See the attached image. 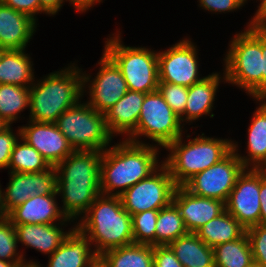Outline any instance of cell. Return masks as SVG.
<instances>
[{
    "mask_svg": "<svg viewBox=\"0 0 266 267\" xmlns=\"http://www.w3.org/2000/svg\"><path fill=\"white\" fill-rule=\"evenodd\" d=\"M102 155L97 150L74 151L55 166L56 191L62 195L61 211L67 219L73 221L84 215L101 194Z\"/></svg>",
    "mask_w": 266,
    "mask_h": 267,
    "instance_id": "6da1fadb",
    "label": "cell"
},
{
    "mask_svg": "<svg viewBox=\"0 0 266 267\" xmlns=\"http://www.w3.org/2000/svg\"><path fill=\"white\" fill-rule=\"evenodd\" d=\"M158 152V147L154 145L127 139L109 146V149L103 151L100 165L101 194L120 196L131 186L147 178L160 166Z\"/></svg>",
    "mask_w": 266,
    "mask_h": 267,
    "instance_id": "7a4b0ae2",
    "label": "cell"
},
{
    "mask_svg": "<svg viewBox=\"0 0 266 267\" xmlns=\"http://www.w3.org/2000/svg\"><path fill=\"white\" fill-rule=\"evenodd\" d=\"M80 222L75 226L95 246L97 256L134 243L132 217L123 208L120 196L100 194Z\"/></svg>",
    "mask_w": 266,
    "mask_h": 267,
    "instance_id": "3957f363",
    "label": "cell"
},
{
    "mask_svg": "<svg viewBox=\"0 0 266 267\" xmlns=\"http://www.w3.org/2000/svg\"><path fill=\"white\" fill-rule=\"evenodd\" d=\"M81 72L72 65L33 83L29 87V120L56 123L64 111L77 105L84 93Z\"/></svg>",
    "mask_w": 266,
    "mask_h": 267,
    "instance_id": "277c9868",
    "label": "cell"
},
{
    "mask_svg": "<svg viewBox=\"0 0 266 267\" xmlns=\"http://www.w3.org/2000/svg\"><path fill=\"white\" fill-rule=\"evenodd\" d=\"M230 42L225 60L223 79L236 84L252 97L262 98V32L251 20L247 27Z\"/></svg>",
    "mask_w": 266,
    "mask_h": 267,
    "instance_id": "5b68a950",
    "label": "cell"
},
{
    "mask_svg": "<svg viewBox=\"0 0 266 267\" xmlns=\"http://www.w3.org/2000/svg\"><path fill=\"white\" fill-rule=\"evenodd\" d=\"M182 136L165 149L170 154L163 163L177 186H183L195 174L208 169L222 160L231 150L232 141L202 135L182 143Z\"/></svg>",
    "mask_w": 266,
    "mask_h": 267,
    "instance_id": "8992f818",
    "label": "cell"
},
{
    "mask_svg": "<svg viewBox=\"0 0 266 267\" xmlns=\"http://www.w3.org/2000/svg\"><path fill=\"white\" fill-rule=\"evenodd\" d=\"M104 52L116 63L128 90L151 93L158 90V53L144 47L122 44L120 34L109 37Z\"/></svg>",
    "mask_w": 266,
    "mask_h": 267,
    "instance_id": "52a82bcc",
    "label": "cell"
},
{
    "mask_svg": "<svg viewBox=\"0 0 266 267\" xmlns=\"http://www.w3.org/2000/svg\"><path fill=\"white\" fill-rule=\"evenodd\" d=\"M55 124L74 151L103 152L113 137L108 131L104 114L81 101L64 111Z\"/></svg>",
    "mask_w": 266,
    "mask_h": 267,
    "instance_id": "ba28073f",
    "label": "cell"
},
{
    "mask_svg": "<svg viewBox=\"0 0 266 267\" xmlns=\"http://www.w3.org/2000/svg\"><path fill=\"white\" fill-rule=\"evenodd\" d=\"M182 122L159 91L145 94L136 130L127 140L140 143L143 135L164 149L182 136ZM138 138V139H137Z\"/></svg>",
    "mask_w": 266,
    "mask_h": 267,
    "instance_id": "9c48e42d",
    "label": "cell"
},
{
    "mask_svg": "<svg viewBox=\"0 0 266 267\" xmlns=\"http://www.w3.org/2000/svg\"><path fill=\"white\" fill-rule=\"evenodd\" d=\"M177 185L167 166L162 163L147 178L140 180L120 195L123 208L132 216L147 210H160L173 202Z\"/></svg>",
    "mask_w": 266,
    "mask_h": 267,
    "instance_id": "30bf717a",
    "label": "cell"
},
{
    "mask_svg": "<svg viewBox=\"0 0 266 267\" xmlns=\"http://www.w3.org/2000/svg\"><path fill=\"white\" fill-rule=\"evenodd\" d=\"M237 145L232 141V150L222 160L195 174L183 186L194 195L226 203L238 176L245 169L236 154Z\"/></svg>",
    "mask_w": 266,
    "mask_h": 267,
    "instance_id": "8fae6325",
    "label": "cell"
},
{
    "mask_svg": "<svg viewBox=\"0 0 266 267\" xmlns=\"http://www.w3.org/2000/svg\"><path fill=\"white\" fill-rule=\"evenodd\" d=\"M194 43L186 38L172 45L167 51L158 52L159 82L191 87L201 81L198 56Z\"/></svg>",
    "mask_w": 266,
    "mask_h": 267,
    "instance_id": "7c38bea8",
    "label": "cell"
},
{
    "mask_svg": "<svg viewBox=\"0 0 266 267\" xmlns=\"http://www.w3.org/2000/svg\"><path fill=\"white\" fill-rule=\"evenodd\" d=\"M260 169L245 168L225 203V210L248 229L260 224Z\"/></svg>",
    "mask_w": 266,
    "mask_h": 267,
    "instance_id": "4fadbf2b",
    "label": "cell"
},
{
    "mask_svg": "<svg viewBox=\"0 0 266 267\" xmlns=\"http://www.w3.org/2000/svg\"><path fill=\"white\" fill-rule=\"evenodd\" d=\"M98 64L99 72L92 81L90 75L82 73L83 88H86V82L91 83L88 86L90 100L87 103L99 113L105 114L127 93L128 87L120 68L105 52Z\"/></svg>",
    "mask_w": 266,
    "mask_h": 267,
    "instance_id": "5bb4252c",
    "label": "cell"
},
{
    "mask_svg": "<svg viewBox=\"0 0 266 267\" xmlns=\"http://www.w3.org/2000/svg\"><path fill=\"white\" fill-rule=\"evenodd\" d=\"M7 186L6 191L1 194L4 210L9 214L30 197L57 194L55 167L51 166L46 171L33 173L10 172Z\"/></svg>",
    "mask_w": 266,
    "mask_h": 267,
    "instance_id": "9a60e30c",
    "label": "cell"
},
{
    "mask_svg": "<svg viewBox=\"0 0 266 267\" xmlns=\"http://www.w3.org/2000/svg\"><path fill=\"white\" fill-rule=\"evenodd\" d=\"M20 128L21 138L34 147L50 166H56L74 152L55 123L29 121Z\"/></svg>",
    "mask_w": 266,
    "mask_h": 267,
    "instance_id": "2e32d148",
    "label": "cell"
},
{
    "mask_svg": "<svg viewBox=\"0 0 266 267\" xmlns=\"http://www.w3.org/2000/svg\"><path fill=\"white\" fill-rule=\"evenodd\" d=\"M173 203L179 209L184 226L189 233H195L225 210L223 201L194 195L184 186L176 187Z\"/></svg>",
    "mask_w": 266,
    "mask_h": 267,
    "instance_id": "e0dca14e",
    "label": "cell"
},
{
    "mask_svg": "<svg viewBox=\"0 0 266 267\" xmlns=\"http://www.w3.org/2000/svg\"><path fill=\"white\" fill-rule=\"evenodd\" d=\"M57 194L36 195L30 197L21 205L15 207L9 214L8 219L12 224H55L63 226L70 219L62 213L58 207Z\"/></svg>",
    "mask_w": 266,
    "mask_h": 267,
    "instance_id": "ac0fdd59",
    "label": "cell"
},
{
    "mask_svg": "<svg viewBox=\"0 0 266 267\" xmlns=\"http://www.w3.org/2000/svg\"><path fill=\"white\" fill-rule=\"evenodd\" d=\"M35 29V20L0 1V50L25 49Z\"/></svg>",
    "mask_w": 266,
    "mask_h": 267,
    "instance_id": "d6986e66",
    "label": "cell"
},
{
    "mask_svg": "<svg viewBox=\"0 0 266 267\" xmlns=\"http://www.w3.org/2000/svg\"><path fill=\"white\" fill-rule=\"evenodd\" d=\"M145 93L128 90L127 93L104 114L110 134L130 136L137 128Z\"/></svg>",
    "mask_w": 266,
    "mask_h": 267,
    "instance_id": "ffe728a7",
    "label": "cell"
},
{
    "mask_svg": "<svg viewBox=\"0 0 266 267\" xmlns=\"http://www.w3.org/2000/svg\"><path fill=\"white\" fill-rule=\"evenodd\" d=\"M17 241L45 254H52L76 228L67 233L56 224H13Z\"/></svg>",
    "mask_w": 266,
    "mask_h": 267,
    "instance_id": "44dd1931",
    "label": "cell"
},
{
    "mask_svg": "<svg viewBox=\"0 0 266 267\" xmlns=\"http://www.w3.org/2000/svg\"><path fill=\"white\" fill-rule=\"evenodd\" d=\"M91 242L77 228L49 255L47 267H89L97 257Z\"/></svg>",
    "mask_w": 266,
    "mask_h": 267,
    "instance_id": "7402d4cb",
    "label": "cell"
},
{
    "mask_svg": "<svg viewBox=\"0 0 266 267\" xmlns=\"http://www.w3.org/2000/svg\"><path fill=\"white\" fill-rule=\"evenodd\" d=\"M256 100L262 103L256 108L248 128V157L236 154L245 168L266 169V98Z\"/></svg>",
    "mask_w": 266,
    "mask_h": 267,
    "instance_id": "603a6c76",
    "label": "cell"
},
{
    "mask_svg": "<svg viewBox=\"0 0 266 267\" xmlns=\"http://www.w3.org/2000/svg\"><path fill=\"white\" fill-rule=\"evenodd\" d=\"M220 80V75L213 73L188 87V97L185 112L180 118L181 122L185 120L192 123L201 116L210 114Z\"/></svg>",
    "mask_w": 266,
    "mask_h": 267,
    "instance_id": "cb8c5ba5",
    "label": "cell"
},
{
    "mask_svg": "<svg viewBox=\"0 0 266 267\" xmlns=\"http://www.w3.org/2000/svg\"><path fill=\"white\" fill-rule=\"evenodd\" d=\"M25 49L0 50V84L30 87L33 84V64ZM29 84V85H28Z\"/></svg>",
    "mask_w": 266,
    "mask_h": 267,
    "instance_id": "d4e9b609",
    "label": "cell"
},
{
    "mask_svg": "<svg viewBox=\"0 0 266 267\" xmlns=\"http://www.w3.org/2000/svg\"><path fill=\"white\" fill-rule=\"evenodd\" d=\"M183 267H215L213 248L195 233H187L168 245Z\"/></svg>",
    "mask_w": 266,
    "mask_h": 267,
    "instance_id": "484cf974",
    "label": "cell"
},
{
    "mask_svg": "<svg viewBox=\"0 0 266 267\" xmlns=\"http://www.w3.org/2000/svg\"><path fill=\"white\" fill-rule=\"evenodd\" d=\"M246 229L239 223V221L224 210L220 215L213 218L195 234L211 248L215 246L239 239Z\"/></svg>",
    "mask_w": 266,
    "mask_h": 267,
    "instance_id": "4316f807",
    "label": "cell"
},
{
    "mask_svg": "<svg viewBox=\"0 0 266 267\" xmlns=\"http://www.w3.org/2000/svg\"><path fill=\"white\" fill-rule=\"evenodd\" d=\"M153 245L130 244L100 255L110 267H153Z\"/></svg>",
    "mask_w": 266,
    "mask_h": 267,
    "instance_id": "83f0119b",
    "label": "cell"
},
{
    "mask_svg": "<svg viewBox=\"0 0 266 267\" xmlns=\"http://www.w3.org/2000/svg\"><path fill=\"white\" fill-rule=\"evenodd\" d=\"M215 267H250L254 261L246 232L234 241L213 248Z\"/></svg>",
    "mask_w": 266,
    "mask_h": 267,
    "instance_id": "f1b7e54d",
    "label": "cell"
},
{
    "mask_svg": "<svg viewBox=\"0 0 266 267\" xmlns=\"http://www.w3.org/2000/svg\"><path fill=\"white\" fill-rule=\"evenodd\" d=\"M187 233L180 211L173 202L159 210L156 222L155 246L169 245Z\"/></svg>",
    "mask_w": 266,
    "mask_h": 267,
    "instance_id": "f546056e",
    "label": "cell"
},
{
    "mask_svg": "<svg viewBox=\"0 0 266 267\" xmlns=\"http://www.w3.org/2000/svg\"><path fill=\"white\" fill-rule=\"evenodd\" d=\"M17 141L8 164L10 172L33 173L48 170L51 166L43 156L20 137Z\"/></svg>",
    "mask_w": 266,
    "mask_h": 267,
    "instance_id": "4dcf8cb0",
    "label": "cell"
},
{
    "mask_svg": "<svg viewBox=\"0 0 266 267\" xmlns=\"http://www.w3.org/2000/svg\"><path fill=\"white\" fill-rule=\"evenodd\" d=\"M29 107V87L0 84V118L11 125Z\"/></svg>",
    "mask_w": 266,
    "mask_h": 267,
    "instance_id": "1f68e13d",
    "label": "cell"
},
{
    "mask_svg": "<svg viewBox=\"0 0 266 267\" xmlns=\"http://www.w3.org/2000/svg\"><path fill=\"white\" fill-rule=\"evenodd\" d=\"M158 214L159 210H147L131 216L134 243L155 246Z\"/></svg>",
    "mask_w": 266,
    "mask_h": 267,
    "instance_id": "d6a6232c",
    "label": "cell"
},
{
    "mask_svg": "<svg viewBox=\"0 0 266 267\" xmlns=\"http://www.w3.org/2000/svg\"><path fill=\"white\" fill-rule=\"evenodd\" d=\"M17 237L14 225L7 218L0 223V260L6 262H26L23 254L16 253Z\"/></svg>",
    "mask_w": 266,
    "mask_h": 267,
    "instance_id": "836d02e7",
    "label": "cell"
},
{
    "mask_svg": "<svg viewBox=\"0 0 266 267\" xmlns=\"http://www.w3.org/2000/svg\"><path fill=\"white\" fill-rule=\"evenodd\" d=\"M158 91L163 96L165 102L171 107L173 112L181 118L185 112L188 87L174 85L167 82H159Z\"/></svg>",
    "mask_w": 266,
    "mask_h": 267,
    "instance_id": "e575fe53",
    "label": "cell"
},
{
    "mask_svg": "<svg viewBox=\"0 0 266 267\" xmlns=\"http://www.w3.org/2000/svg\"><path fill=\"white\" fill-rule=\"evenodd\" d=\"M254 264L266 267V225H255L246 229Z\"/></svg>",
    "mask_w": 266,
    "mask_h": 267,
    "instance_id": "d590c367",
    "label": "cell"
},
{
    "mask_svg": "<svg viewBox=\"0 0 266 267\" xmlns=\"http://www.w3.org/2000/svg\"><path fill=\"white\" fill-rule=\"evenodd\" d=\"M16 135L13 133L11 125H8L0 132V169L8 168L12 150L21 137L20 127Z\"/></svg>",
    "mask_w": 266,
    "mask_h": 267,
    "instance_id": "8d00e7d4",
    "label": "cell"
},
{
    "mask_svg": "<svg viewBox=\"0 0 266 267\" xmlns=\"http://www.w3.org/2000/svg\"><path fill=\"white\" fill-rule=\"evenodd\" d=\"M153 267H183L176 258L171 248L166 246H154Z\"/></svg>",
    "mask_w": 266,
    "mask_h": 267,
    "instance_id": "74e56055",
    "label": "cell"
},
{
    "mask_svg": "<svg viewBox=\"0 0 266 267\" xmlns=\"http://www.w3.org/2000/svg\"><path fill=\"white\" fill-rule=\"evenodd\" d=\"M4 5L13 8L37 20L35 15L40 13L39 0H0Z\"/></svg>",
    "mask_w": 266,
    "mask_h": 267,
    "instance_id": "f35d334b",
    "label": "cell"
},
{
    "mask_svg": "<svg viewBox=\"0 0 266 267\" xmlns=\"http://www.w3.org/2000/svg\"><path fill=\"white\" fill-rule=\"evenodd\" d=\"M200 7L205 10L216 12H230L243 6L240 0H198Z\"/></svg>",
    "mask_w": 266,
    "mask_h": 267,
    "instance_id": "ab89813d",
    "label": "cell"
},
{
    "mask_svg": "<svg viewBox=\"0 0 266 267\" xmlns=\"http://www.w3.org/2000/svg\"><path fill=\"white\" fill-rule=\"evenodd\" d=\"M260 224L266 225V169H260Z\"/></svg>",
    "mask_w": 266,
    "mask_h": 267,
    "instance_id": "60d3db41",
    "label": "cell"
},
{
    "mask_svg": "<svg viewBox=\"0 0 266 267\" xmlns=\"http://www.w3.org/2000/svg\"><path fill=\"white\" fill-rule=\"evenodd\" d=\"M65 0H39L40 12L55 15L62 7Z\"/></svg>",
    "mask_w": 266,
    "mask_h": 267,
    "instance_id": "b9f144b4",
    "label": "cell"
},
{
    "mask_svg": "<svg viewBox=\"0 0 266 267\" xmlns=\"http://www.w3.org/2000/svg\"><path fill=\"white\" fill-rule=\"evenodd\" d=\"M262 56H263L262 98H266V36L263 33H262Z\"/></svg>",
    "mask_w": 266,
    "mask_h": 267,
    "instance_id": "7bdbcfd3",
    "label": "cell"
},
{
    "mask_svg": "<svg viewBox=\"0 0 266 267\" xmlns=\"http://www.w3.org/2000/svg\"><path fill=\"white\" fill-rule=\"evenodd\" d=\"M102 0H69V2L71 3L72 6L75 7V9H77V11L79 12H84L86 10H88L91 6H93L95 3L97 2H101Z\"/></svg>",
    "mask_w": 266,
    "mask_h": 267,
    "instance_id": "ee69618b",
    "label": "cell"
},
{
    "mask_svg": "<svg viewBox=\"0 0 266 267\" xmlns=\"http://www.w3.org/2000/svg\"><path fill=\"white\" fill-rule=\"evenodd\" d=\"M252 20L258 29L266 36V16H253Z\"/></svg>",
    "mask_w": 266,
    "mask_h": 267,
    "instance_id": "f6af8a7d",
    "label": "cell"
},
{
    "mask_svg": "<svg viewBox=\"0 0 266 267\" xmlns=\"http://www.w3.org/2000/svg\"><path fill=\"white\" fill-rule=\"evenodd\" d=\"M26 264L37 265V263L33 262L32 260H30L29 262H6V261L0 260V267H21Z\"/></svg>",
    "mask_w": 266,
    "mask_h": 267,
    "instance_id": "bcb514c9",
    "label": "cell"
},
{
    "mask_svg": "<svg viewBox=\"0 0 266 267\" xmlns=\"http://www.w3.org/2000/svg\"><path fill=\"white\" fill-rule=\"evenodd\" d=\"M89 267H110L101 256H97Z\"/></svg>",
    "mask_w": 266,
    "mask_h": 267,
    "instance_id": "7dc6e473",
    "label": "cell"
},
{
    "mask_svg": "<svg viewBox=\"0 0 266 267\" xmlns=\"http://www.w3.org/2000/svg\"><path fill=\"white\" fill-rule=\"evenodd\" d=\"M1 187V185H0ZM2 190L0 188V223L5 221L8 218V214L7 212L4 210L3 207V201H2V194H1Z\"/></svg>",
    "mask_w": 266,
    "mask_h": 267,
    "instance_id": "c3c4849f",
    "label": "cell"
},
{
    "mask_svg": "<svg viewBox=\"0 0 266 267\" xmlns=\"http://www.w3.org/2000/svg\"><path fill=\"white\" fill-rule=\"evenodd\" d=\"M254 16H266V0H262Z\"/></svg>",
    "mask_w": 266,
    "mask_h": 267,
    "instance_id": "681fc988",
    "label": "cell"
},
{
    "mask_svg": "<svg viewBox=\"0 0 266 267\" xmlns=\"http://www.w3.org/2000/svg\"><path fill=\"white\" fill-rule=\"evenodd\" d=\"M8 124L5 123L1 118H0V132L5 128L7 127Z\"/></svg>",
    "mask_w": 266,
    "mask_h": 267,
    "instance_id": "f907efd6",
    "label": "cell"
},
{
    "mask_svg": "<svg viewBox=\"0 0 266 267\" xmlns=\"http://www.w3.org/2000/svg\"><path fill=\"white\" fill-rule=\"evenodd\" d=\"M21 267H41V265H28V264H26V265H24V266H21Z\"/></svg>",
    "mask_w": 266,
    "mask_h": 267,
    "instance_id": "816d5d0a",
    "label": "cell"
},
{
    "mask_svg": "<svg viewBox=\"0 0 266 267\" xmlns=\"http://www.w3.org/2000/svg\"><path fill=\"white\" fill-rule=\"evenodd\" d=\"M250 267H261V266L253 263Z\"/></svg>",
    "mask_w": 266,
    "mask_h": 267,
    "instance_id": "f5cc1de1",
    "label": "cell"
},
{
    "mask_svg": "<svg viewBox=\"0 0 266 267\" xmlns=\"http://www.w3.org/2000/svg\"><path fill=\"white\" fill-rule=\"evenodd\" d=\"M242 2V4L244 5V3L247 1V0H240ZM262 0H260L261 2Z\"/></svg>",
    "mask_w": 266,
    "mask_h": 267,
    "instance_id": "db71d44e",
    "label": "cell"
}]
</instances>
